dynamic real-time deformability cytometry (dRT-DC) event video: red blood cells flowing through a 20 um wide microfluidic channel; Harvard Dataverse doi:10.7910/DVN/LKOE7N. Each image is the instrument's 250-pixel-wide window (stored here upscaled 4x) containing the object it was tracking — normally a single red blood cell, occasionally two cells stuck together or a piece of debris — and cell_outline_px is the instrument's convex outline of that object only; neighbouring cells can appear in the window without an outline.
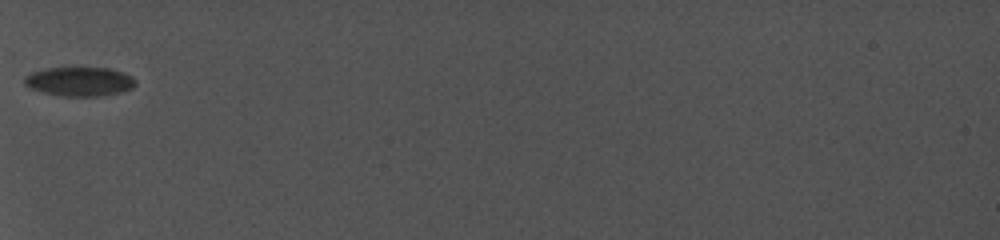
{"species": "common noctule bat (a hibernating species)", "species_latin": "Nyctalus noctula", "temperature_condition": "cold", "stored_images_in_passage": 15, "camera_frame_rate_fps": 5000, "um_per_image_px": 0.085, "animal": {"sex": "female", "body_mass_g": 19.0, "forearm_length_mm": 56.7}, "frame": {"image": 1, "passage_image": 1, "time_ms": 0.0, "image_size_px": [1000, 240], "cell_outline_px": [[136, 84], [132, 88], [120, 92], [100, 96], [64, 96], [44, 92], [32, 88], [24, 84], [24, 76], [32, 72], [44, 68], [108, 68], [124, 72], [132, 76], [136, 80]], "centroid_in_image_um": [6.78, 6.92], "position_along_channel_um": 78.2, "area_um2": 18.79}}